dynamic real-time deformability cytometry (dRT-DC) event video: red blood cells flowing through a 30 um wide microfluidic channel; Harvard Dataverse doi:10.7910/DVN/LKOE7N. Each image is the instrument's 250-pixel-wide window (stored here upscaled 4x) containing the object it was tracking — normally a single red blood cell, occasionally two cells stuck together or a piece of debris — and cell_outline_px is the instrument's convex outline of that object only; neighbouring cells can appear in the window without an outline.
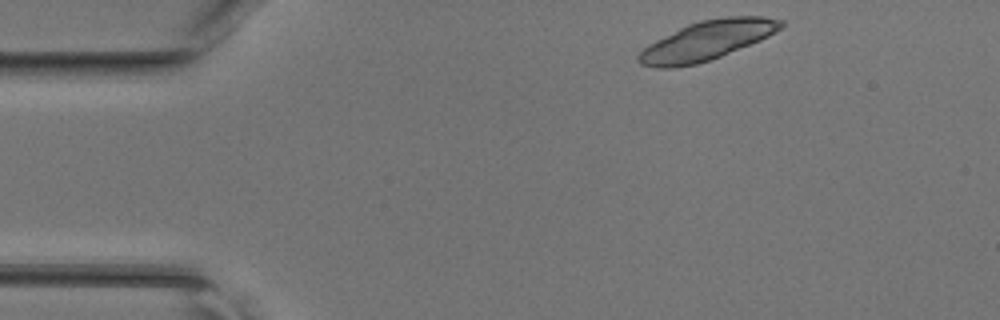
{"species": "common noctule bat (a hibernating species)", "species_latin": "Nyctalus noctula", "temperature_condition": "room temperature", "stored_images_in_passage": 40, "camera_frame_rate_fps": 3000, "um_per_image_px": 0.085, "animal": {"sex": "female", "body_mass_g": 17.0, "forearm_length_mm": 48.0}, "frame": {"image": 1, "passage_image": 1, "time_ms": 0.0, "image_size_px": [1000, 320], "cell_outline_px": [[784, 24], [776, 32], [760, 40], [720, 56], [696, 64], [672, 68], [656, 68], [640, 64], [636, 60], [636, 56], [648, 44], [688, 24], [700, 20], [728, 16], [764, 16], [784, 20]], "centroid_in_image_um": [60.08, 3.44], "position_along_channel_um": 24.9, "area_um2": 32.31}}
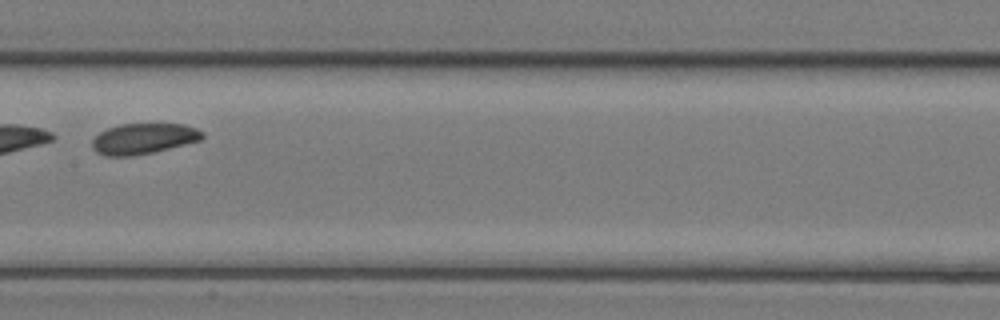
{"frame": {"image": 2, "passage_image": 18, "time_ms": 5.667, "image_size_px": [1000, 320], "cell_outline_px": [[204, 136], [200, 140], [152, 152], [132, 156], [104, 156], [96, 152], [92, 148], [92, 140], [100, 132], [108, 128], [120, 124], [184, 124], [196, 128], [204, 132]], "centroid_in_image_um": [12.17, 11.78], "position_along_channel_um": 195.2, "area_um2": 19.59}}
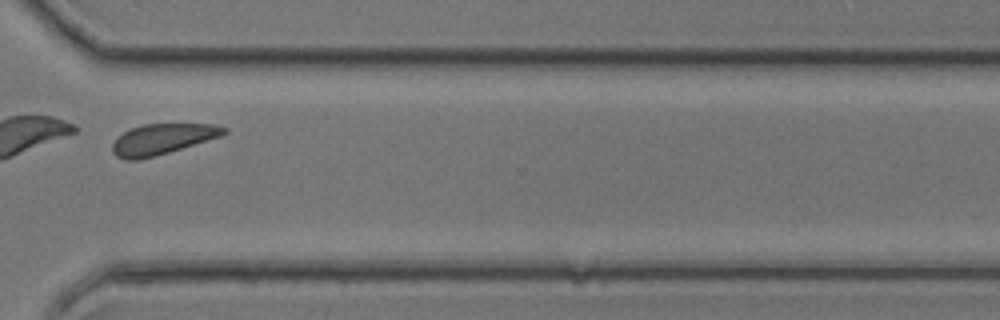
{"frame": {"image": 3, "passage_image": 29, "time_ms": 9.333, "image_size_px": [1000, 320], "cell_outline_px": [[228, 132], [220, 136], [156, 156], [140, 160], [124, 160], [116, 156], [112, 152], [112, 144], [124, 132], [132, 128], [144, 124], [216, 124], [228, 128]], "centroid_in_image_um": [13.8, 11.83], "position_along_channel_um": 356.8, "area_um2": 19.77}}